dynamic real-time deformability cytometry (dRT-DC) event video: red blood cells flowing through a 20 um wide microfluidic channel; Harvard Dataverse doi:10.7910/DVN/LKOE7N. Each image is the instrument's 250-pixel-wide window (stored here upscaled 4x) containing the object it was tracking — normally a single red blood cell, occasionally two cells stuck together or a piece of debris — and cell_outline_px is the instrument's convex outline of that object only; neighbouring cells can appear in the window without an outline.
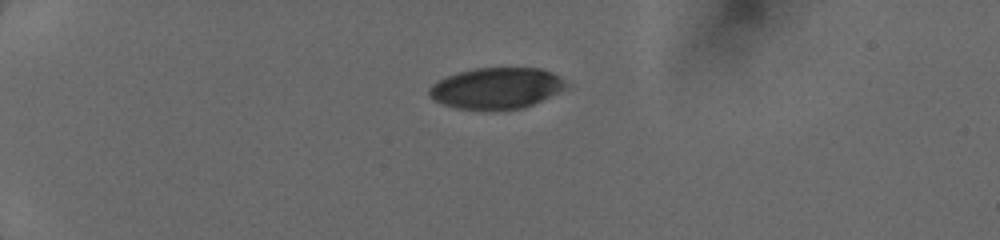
{"species": "human", "species_latin": "Homo sapiens", "temperature_condition": "cold", "stored_images_in_passage": 11, "camera_frame_rate_fps": 3000, "um_per_image_px": 0.085, "donor": {"sex": "female"}, "frame": {"image": 1, "passage_image": 1, "time_ms": 0.0, "image_size_px": [1000, 240], "cell_outline_px": [[572, 88], [532, 104], [520, 108], [456, 108], [432, 100], [428, 92], [428, 88], [432, 84], [448, 76], [472, 68], [540, 68], [552, 72], [572, 84]], "centroid_in_image_um": [42.28, 7.47], "position_along_channel_um": 42.7, "area_um2": 32.71}}
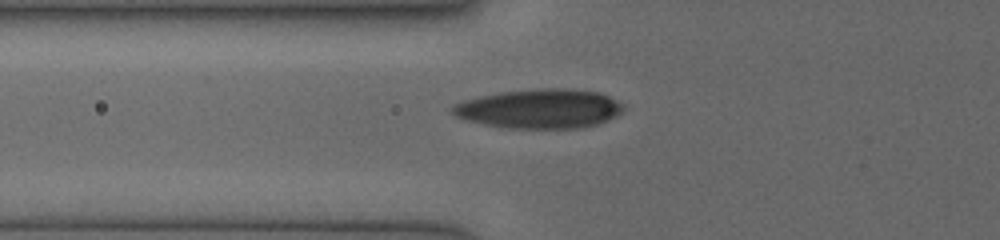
{"frame": {"image": 2, "passage_image": 7, "time_ms": 2.333, "image_size_px": [1000, 240], "cell_outline_px": [[624, 108], [616, 116], [596, 124], [584, 128], [508, 128], [484, 124], [464, 120], [456, 116], [452, 112], [452, 104], [464, 100], [480, 96], [500, 92], [536, 88], [572, 88], [600, 92], [608, 96], [620, 104]], "centroid_in_image_um": [45.83, 9.23], "position_along_channel_um": 80.0, "area_um2": 39.19}}
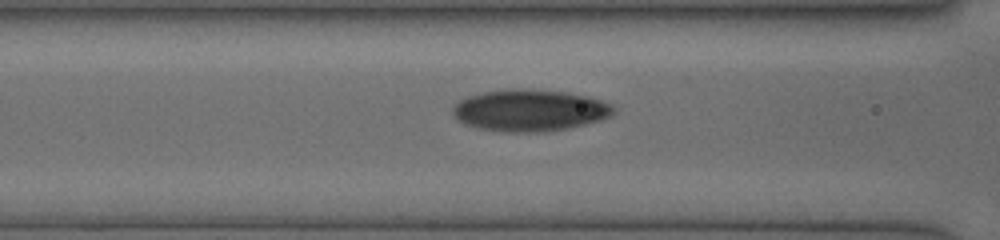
{"frame": {"image": 3, "passage_image": 10, "time_ms": 3.333, "image_size_px": [1000, 240], "cell_outline_px": [[616, 112], [612, 116], [600, 120], [568, 128], [544, 132], [504, 132], [476, 128], [464, 124], [452, 116], [452, 104], [468, 96], [484, 92], [504, 88], [528, 88], [568, 92], [600, 100], [612, 104], [616, 108]], "centroid_in_image_um": [45.0, 9.37], "position_along_channel_um": 121.6, "area_um2": 39.71}}